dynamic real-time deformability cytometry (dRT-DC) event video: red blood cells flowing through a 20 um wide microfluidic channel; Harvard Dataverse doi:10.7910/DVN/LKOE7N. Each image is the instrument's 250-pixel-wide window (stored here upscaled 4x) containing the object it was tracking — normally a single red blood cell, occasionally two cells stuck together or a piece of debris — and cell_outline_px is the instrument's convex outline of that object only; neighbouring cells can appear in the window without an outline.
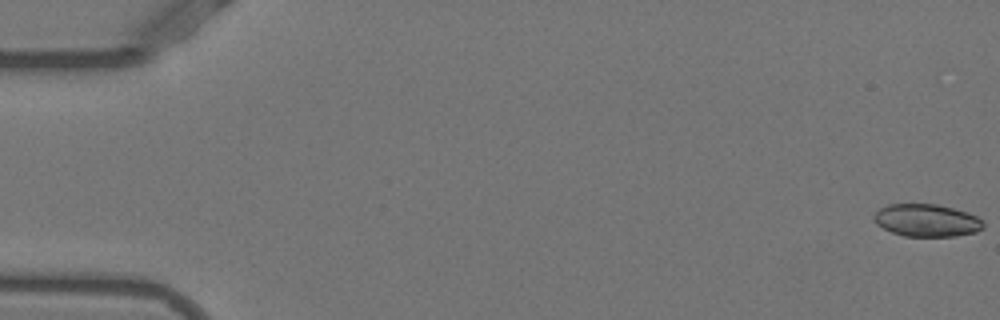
{"species": "Egyptian fruit bat (a non-hibernating species)", "species_latin": "Rousettus aegyptiacus", "temperature_condition": "warm", "stored_images_in_passage": 53, "camera_frame_rate_fps": 3000, "um_per_image_px": 0.085, "animal": {"sex": "female"}, "frame": {"image": 1, "passage_image": 1, "time_ms": 0.0, "image_size_px": [1000, 320], "cell_outline_px": [[984, 228], [976, 232], [956, 236], [904, 236], [892, 232], [876, 224], [872, 216], [880, 208], [888, 204], [936, 204], [968, 212], [976, 216], [984, 224]], "centroid_in_image_um": [78.76, 18.73], "position_along_channel_um": 6.2, "area_um2": 20.69}}
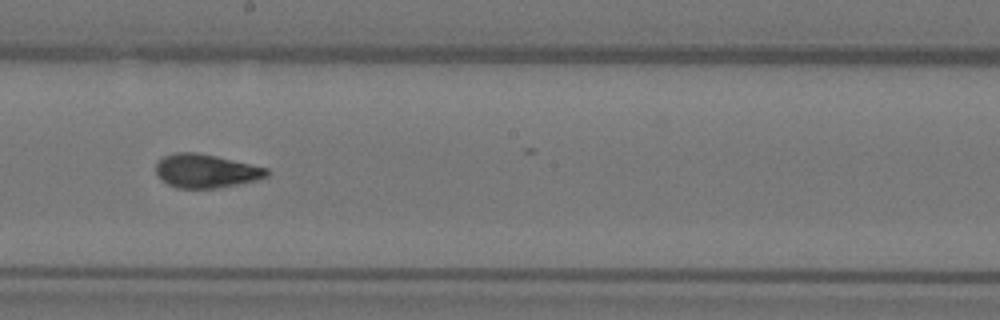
{"frame": {"image": 2, "passage_image": 30, "time_ms": 9.667, "image_size_px": [1000, 320], "cell_outline_px": [[268, 176], [256, 180], [216, 188], [176, 188], [160, 180], [156, 176], [156, 164], [164, 156], [176, 152], [196, 152], [216, 156], [268, 168]], "centroid_in_image_um": [17.47, 14.53], "position_along_channel_um": 230.7, "area_um2": 21.68}}
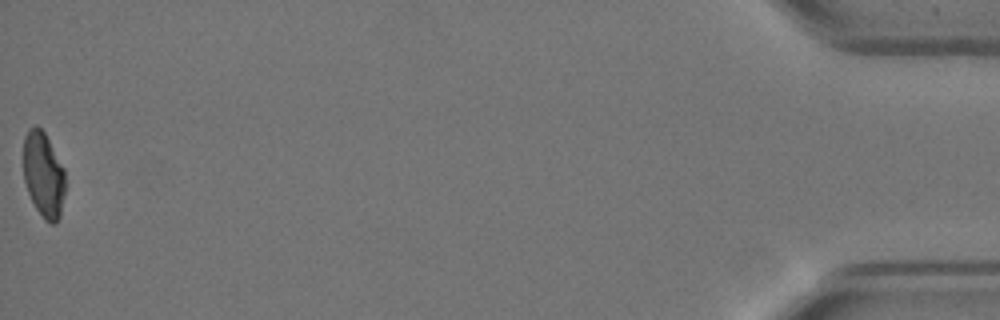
{"frame": {"image": 3, "passage_image": 53, "time_ms": 17.333, "image_size_px": [1000, 320], "cell_outline_px": [[64, 192], [60, 216], [56, 224], [52, 224], [44, 220], [36, 208], [28, 192], [24, 180], [24, 136], [28, 128], [36, 124], [44, 132], [64, 168]], "centroid_in_image_um": [3.69, 14.84], "position_along_channel_um": 431.5, "area_um2": 20.69}, "authors_computed_cell_mechanics": {"area_um2": 21.675, "velocity_mm_per_s": 3.8927, "shape_relaxation_time_tau1_ms": 5.555, "shape_relaxation_time_tau2_ms": 0.9718, "deformation_change_tau1": 0.2074, "deformation_change_tau2": 0.0608}}